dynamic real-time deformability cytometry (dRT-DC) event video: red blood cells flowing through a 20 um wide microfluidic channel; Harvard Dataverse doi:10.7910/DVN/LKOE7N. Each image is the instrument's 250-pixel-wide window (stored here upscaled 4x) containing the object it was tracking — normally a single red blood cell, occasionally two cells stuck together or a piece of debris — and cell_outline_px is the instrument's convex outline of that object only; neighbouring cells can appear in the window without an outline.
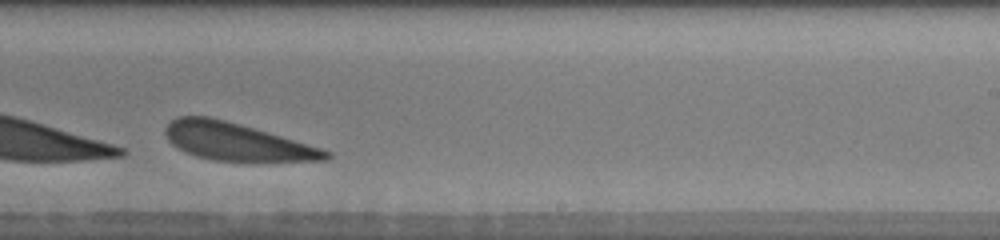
{"species": "human", "species_latin": "Homo sapiens", "temperature_condition": "warm", "stored_images_in_passage": 22, "camera_frame_rate_fps": 3000, "um_per_image_px": 0.085, "donor": {"sex": "male"}, "frame": {"image": 1, "passage_image": 13, "time_ms": 5.667, "image_size_px": [1000, 240], "cell_outline_px": [[332, 156], [328, 160], [256, 164], [244, 164], [212, 160], [196, 156], [184, 152], [172, 144], [168, 140], [164, 132], [168, 124], [172, 120], [180, 116], [208, 116], [240, 124], [320, 148], [332, 152]], "centroid_in_image_um": [20.16, 12.12], "position_along_channel_um": 268.8, "area_um2": 36.13}}